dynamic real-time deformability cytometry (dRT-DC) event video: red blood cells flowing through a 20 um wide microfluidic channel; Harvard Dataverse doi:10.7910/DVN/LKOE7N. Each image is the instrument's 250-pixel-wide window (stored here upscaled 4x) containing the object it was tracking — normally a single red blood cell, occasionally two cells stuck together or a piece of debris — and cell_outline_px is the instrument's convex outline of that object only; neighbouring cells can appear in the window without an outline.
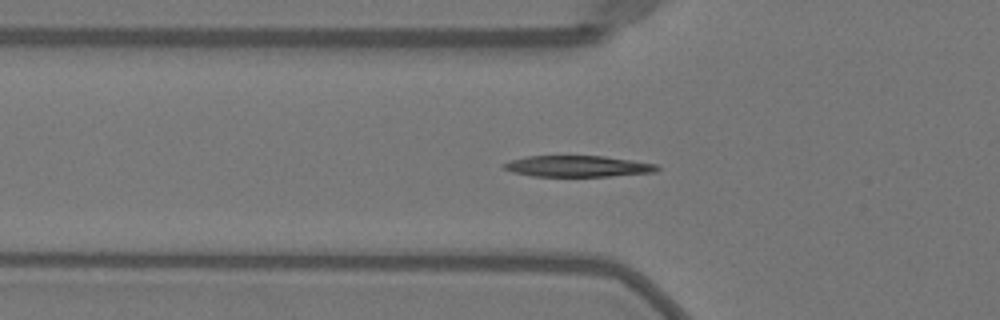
{"species": "Egyptian fruit bat (a non-hibernating species)", "species_latin": "Rousettus aegyptiacus", "temperature_condition": "warm", "stored_images_in_passage": 32, "camera_frame_rate_fps": 3000, "um_per_image_px": 0.085, "animal": {"sex": "female"}, "frame": {"image": 1, "passage_image": 4, "time_ms": 1.0, "image_size_px": [1000, 320], "cell_outline_px": [[660, 168], [656, 172], [608, 176], [532, 176], [512, 172], [504, 168], [500, 164], [508, 160], [528, 156], [604, 156], [632, 160], [656, 164]], "centroid_in_image_um": [49.07, 14.13], "position_along_channel_um": 76.7, "area_um2": 18.96}}
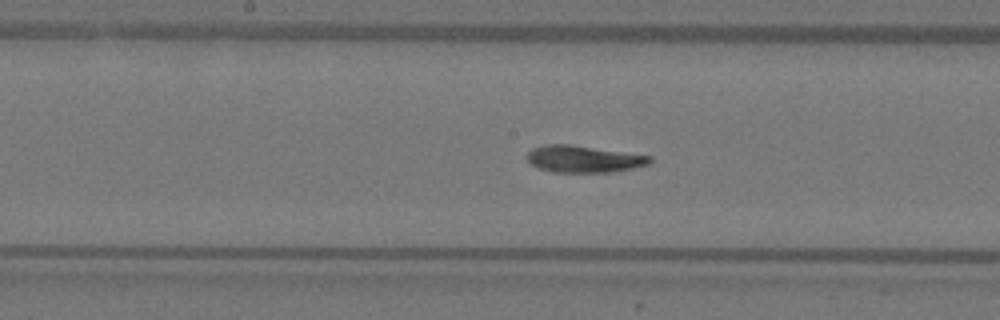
{"frame": {"image": 2, "passage_image": 13, "time_ms": 4.0, "image_size_px": [1000, 320], "cell_outline_px": [[652, 160], [648, 164], [632, 168], [608, 172], [552, 172], [540, 168], [532, 164], [524, 156], [532, 148], [544, 144], [568, 144], [652, 156]], "centroid_in_image_um": [49.56, 13.51], "position_along_channel_um": 198.6, "area_um2": 19.07}}
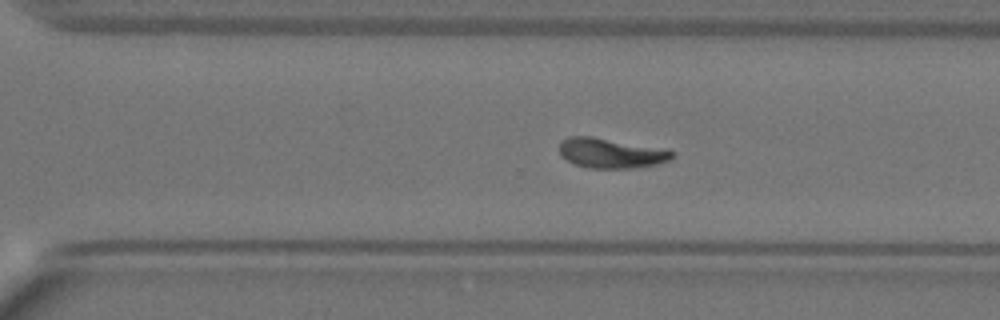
{"frame": {"image": 3, "passage_image": 22, "time_ms": 7.0, "image_size_px": [1000, 320], "cell_outline_px": [[676, 156], [672, 160], [656, 164], [632, 168], [588, 168], [576, 164], [560, 156], [560, 140], [568, 136], [592, 136], [668, 148], [676, 152]], "centroid_in_image_um": [52.01, 13.0], "position_along_channel_um": 318.6, "area_um2": 20.17}, "authors_computed_cell_mechanics": {"area_um2": 19.2474, "velocity_mm_per_s": 4.0283, "shape_relaxation_time_tau1_ms": 3.8528, "shape_relaxation_time_tau2_ms": 3.275, "deformation_change_tau1": 0.2057, "deformation_change_tau2": 0.0964}}